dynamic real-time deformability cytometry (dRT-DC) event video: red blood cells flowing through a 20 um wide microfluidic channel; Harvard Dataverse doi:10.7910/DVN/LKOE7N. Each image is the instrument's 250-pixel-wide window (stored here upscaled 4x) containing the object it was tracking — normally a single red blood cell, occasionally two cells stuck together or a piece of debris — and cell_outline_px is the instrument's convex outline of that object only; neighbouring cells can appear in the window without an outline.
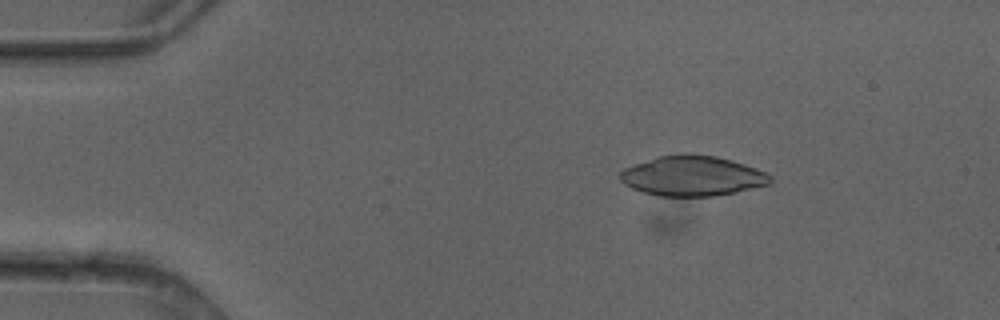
{"species": "common noctule bat (a hibernating species)", "species_latin": "Nyctalus noctula", "temperature_condition": "cold", "stored_images_in_passage": 5, "camera_frame_rate_fps": 3000, "um_per_image_px": 0.085, "animal": {"sex": "female"}, "frame": {"image": 1, "passage_image": 3, "time_ms": 0.667, "image_size_px": [1000, 320], "cell_outline_px": [[772, 184], [736, 192], [712, 196], [660, 196], [644, 192], [632, 188], [624, 184], [620, 180], [620, 172], [624, 168], [660, 156], [680, 152], [688, 152], [716, 156], [732, 160], [756, 168], [772, 176]], "centroid_in_image_um": [58.88, 14.94], "position_along_channel_um": 26.1, "area_um2": 35.26}}